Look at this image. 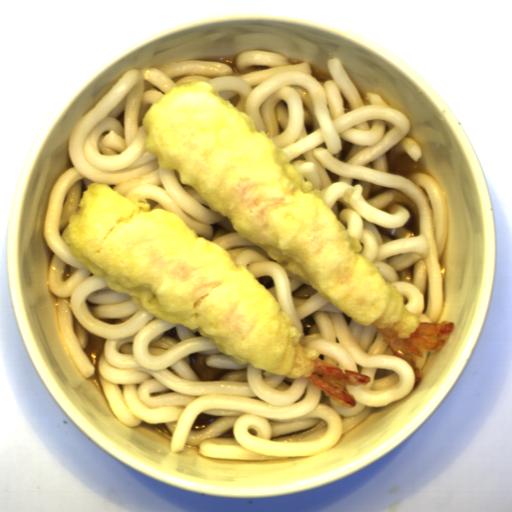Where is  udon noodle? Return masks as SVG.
I'll use <instances>...</instances> for the list:
<instances>
[{"instance_id":"udon-noodle-1","label":"udon noodle","mask_w":512,"mask_h":512,"mask_svg":"<svg viewBox=\"0 0 512 512\" xmlns=\"http://www.w3.org/2000/svg\"><path fill=\"white\" fill-rule=\"evenodd\" d=\"M332 80H318L308 62L276 52L244 51L231 68L221 62L182 61L127 70L77 119L68 139L73 164L47 200L44 243L53 252L48 288L56 296L60 331L79 373L95 376L83 348L89 333L104 340L98 382L119 421L128 427L165 424L170 451L197 445L226 461L315 456L335 447L372 408L389 405L415 387L414 368L394 356L382 332L363 327L303 279L288 263L243 238L227 217L212 212L176 169L159 166L146 150L142 121L149 108L184 82H206L251 116L303 180L360 244L420 322L441 318L444 289L439 260L447 239L446 194L433 175L390 172L406 153L422 151L409 137L406 113L380 94L364 104L339 57L326 60ZM137 203L181 216L199 236L229 250L264 284L301 333L302 346L326 362L371 378L346 386L351 407L307 379L285 377L236 362L209 339L133 304L102 277L76 262L61 233L91 183Z\"/></svg>"},{"instance_id":"udon-noodle-2","label":"udon noodle","mask_w":512,"mask_h":512,"mask_svg":"<svg viewBox=\"0 0 512 512\" xmlns=\"http://www.w3.org/2000/svg\"><path fill=\"white\" fill-rule=\"evenodd\" d=\"M414 357H415V360H416V364H417L419 370L421 371L422 368L424 367L425 363H426L427 358H428V351H424L423 358H420V357L415 356V355H414Z\"/></svg>"}]
</instances>
